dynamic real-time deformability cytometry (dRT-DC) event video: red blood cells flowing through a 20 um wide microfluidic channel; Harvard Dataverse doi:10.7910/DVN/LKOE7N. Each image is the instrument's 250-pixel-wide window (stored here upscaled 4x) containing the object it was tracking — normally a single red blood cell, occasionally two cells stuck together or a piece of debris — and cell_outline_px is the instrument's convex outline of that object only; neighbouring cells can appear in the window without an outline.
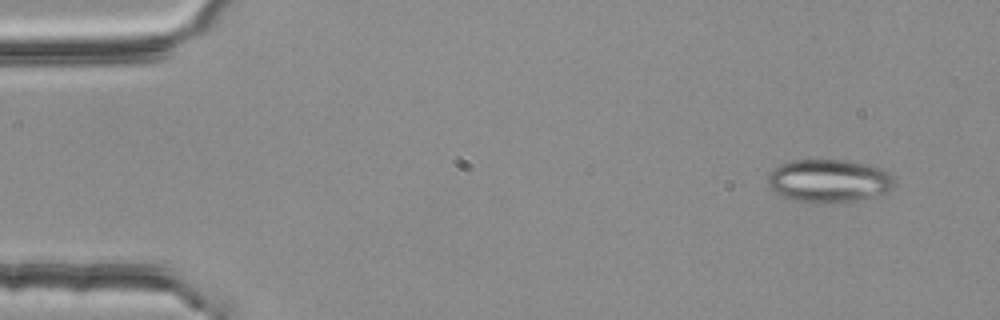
{"species": "common noctule bat (a hibernating species)", "species_latin": "Nyctalus noctula", "temperature_condition": "room temperature", "stored_images_in_passage": 4, "camera_frame_rate_fps": 3000, "um_per_image_px": 0.085, "animal": {"sex": "female", "body_mass_g": 25.1}, "frame": {"image": 1, "passage_image": 1, "time_ms": 0.0, "image_size_px": [1000, 320], "cell_outline_px": [[896, 184], [892, 188], [884, 192], [856, 200], [824, 204], [812, 204], [796, 200], [784, 196], [776, 192], [768, 184], [768, 176], [780, 164], [796, 160], [848, 160], [880, 168], [888, 172], [896, 180]], "centroid_in_image_um": [70.47, 15.38], "position_along_channel_um": 14.5, "area_um2": 31.5}}